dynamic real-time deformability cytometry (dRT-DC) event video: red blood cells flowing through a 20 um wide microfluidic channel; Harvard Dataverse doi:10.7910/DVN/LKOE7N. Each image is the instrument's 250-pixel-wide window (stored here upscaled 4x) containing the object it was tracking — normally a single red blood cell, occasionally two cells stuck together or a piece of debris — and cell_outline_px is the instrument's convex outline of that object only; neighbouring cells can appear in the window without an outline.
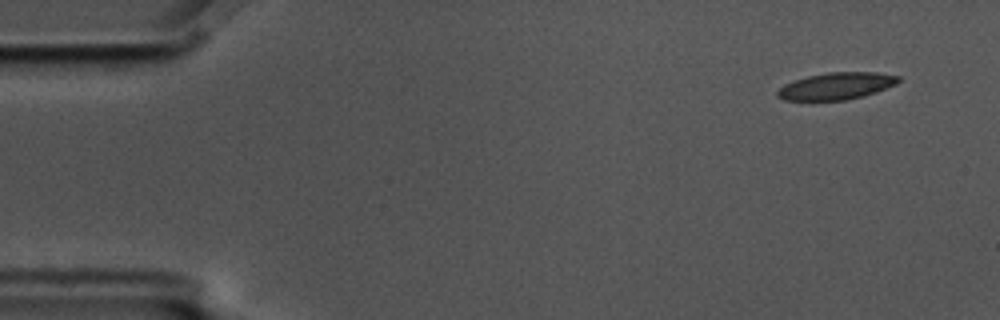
{"species": "common noctule bat (a hibernating species)", "species_latin": "Nyctalus noctula", "temperature_condition": "cold", "stored_images_in_passage": 6, "camera_frame_rate_fps": 3000, "um_per_image_px": 0.085, "animal": {"sex": "male", "body_mass_g": 17.5, "forearm_length_mm": 52.3}, "frame": {"image": 1, "passage_image": 2, "time_ms": 0.333, "image_size_px": [1000, 320], "cell_outline_px": [[900, 80], [896, 84], [876, 92], [864, 96], [844, 100], [784, 100], [776, 96], [776, 92], [784, 84], [808, 76], [828, 72], [876, 72], [900, 76]], "centroid_in_image_um": [71.1, 7.31], "position_along_channel_um": 13.9, "area_um2": 18.96}}
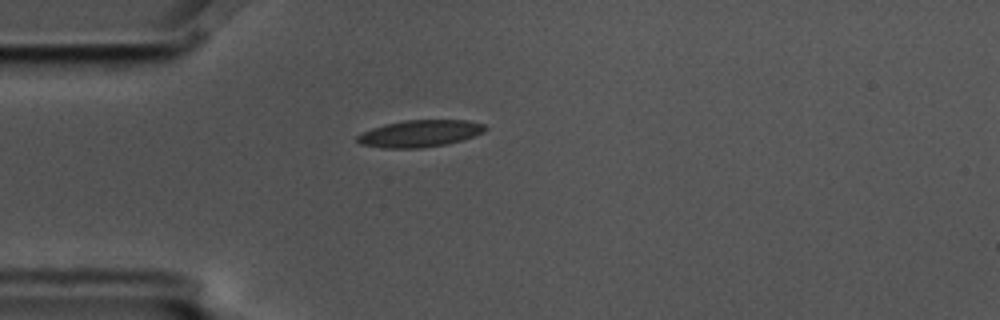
{"frame": {"image": 2, "passage_image": 5, "time_ms": 1.333, "image_size_px": [1000, 320], "cell_outline_px": [[488, 128], [484, 132], [448, 144], [420, 148], [380, 148], [360, 144], [356, 140], [356, 136], [372, 128], [384, 124], [404, 120], [468, 120], [484, 124]], "centroid_in_image_um": [35.67, 11.35], "position_along_channel_um": 49.3, "area_um2": 20.11}}